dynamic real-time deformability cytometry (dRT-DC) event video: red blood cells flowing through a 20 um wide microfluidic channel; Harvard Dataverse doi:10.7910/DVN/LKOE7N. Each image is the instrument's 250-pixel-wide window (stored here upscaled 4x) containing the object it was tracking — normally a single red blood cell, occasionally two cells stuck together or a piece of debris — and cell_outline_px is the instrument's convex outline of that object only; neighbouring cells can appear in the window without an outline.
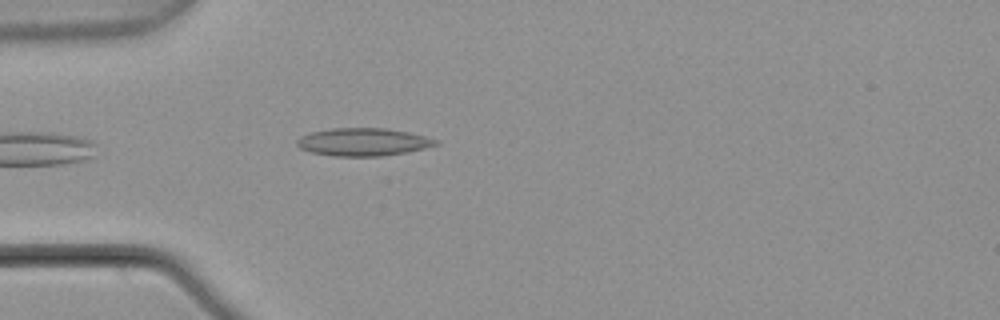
{"species": "common noctule bat (a hibernating species)", "species_latin": "Nyctalus noctula", "temperature_condition": "warm", "stored_images_in_passage": 4, "camera_frame_rate_fps": 3000, "um_per_image_px": 0.085, "animal": {"sex": "male", "body_mass_g": 21.5, "forearm_length_mm": 52.0}, "frame": {"image": 1, "passage_image": 4, "time_ms": 1.0, "image_size_px": [1000, 320], "cell_outline_px": [[440, 144], [408, 152], [380, 156], [332, 156], [312, 152], [300, 148], [296, 144], [296, 140], [300, 136], [312, 132], [332, 128], [384, 128], [408, 132], [424, 136], [436, 140]], "centroid_in_image_um": [30.85, 12.07], "position_along_channel_um": 54.2, "area_um2": 22.37}}